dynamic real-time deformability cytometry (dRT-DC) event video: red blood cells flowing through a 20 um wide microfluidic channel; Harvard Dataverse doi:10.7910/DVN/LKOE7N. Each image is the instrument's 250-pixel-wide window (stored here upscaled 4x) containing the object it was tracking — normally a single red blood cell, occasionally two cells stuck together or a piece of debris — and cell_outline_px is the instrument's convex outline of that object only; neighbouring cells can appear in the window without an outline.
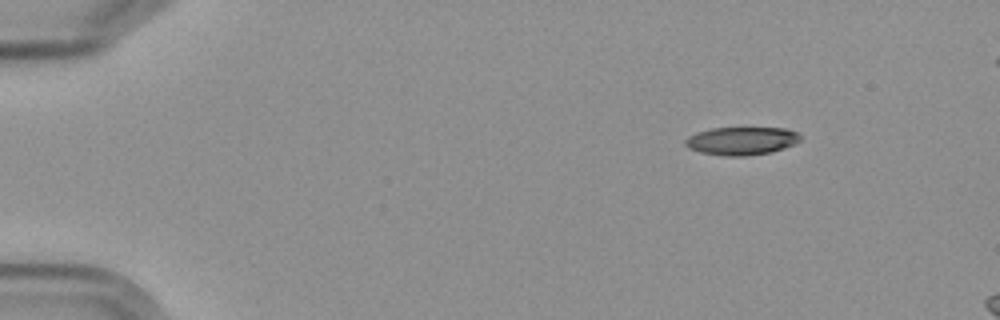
{"species": "Egyptian fruit bat (a non-hibernating species)", "species_latin": "Rousettus aegyptiacus", "temperature_condition": "cold", "stored_images_in_passage": 4, "camera_frame_rate_fps": 3000, "um_per_image_px": 0.085, "frame": {"image": 1, "passage_image": 2, "time_ms": 2.0, "image_size_px": [1000, 320], "cell_outline_px": [[800, 140], [784, 148], [772, 152], [744, 156], [724, 156], [700, 152], [688, 148], [684, 144], [684, 140], [688, 136], [696, 132], [712, 128], [784, 128], [796, 132], [800, 136]], "centroid_in_image_um": [62.98, 11.98], "position_along_channel_um": 22.0, "area_um2": 18.79}}